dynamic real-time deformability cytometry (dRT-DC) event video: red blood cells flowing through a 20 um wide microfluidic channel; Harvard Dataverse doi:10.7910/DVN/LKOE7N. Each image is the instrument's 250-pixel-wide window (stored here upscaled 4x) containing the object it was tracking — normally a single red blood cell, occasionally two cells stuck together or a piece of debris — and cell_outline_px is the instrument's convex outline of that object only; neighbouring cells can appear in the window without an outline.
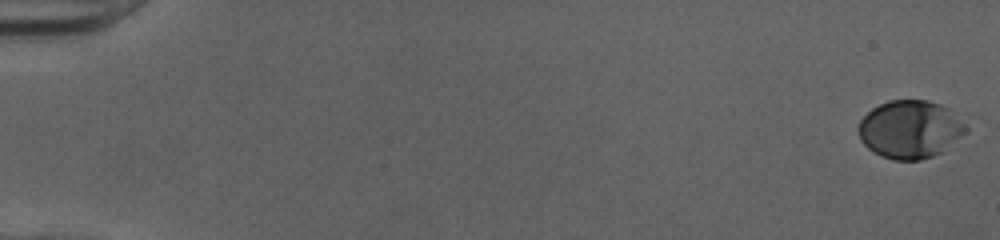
{"species": "human", "species_latin": "Homo sapiens", "temperature_condition": "cold", "stored_images_in_passage": 52, "camera_frame_rate_fps": 3000, "um_per_image_px": 0.085, "donor": {"sex": "female"}, "frame": {"image": 1, "passage_image": 1, "time_ms": 0.0, "image_size_px": [1000, 240], "cell_outline_px": [[968, 128], [944, 152], [920, 160], [892, 160], [880, 156], [868, 148], [860, 140], [860, 120], [872, 108], [888, 100], [928, 100], [940, 104], [948, 108]], "centroid_in_image_um": [77.34, 11.0], "position_along_channel_um": 7.7, "area_um2": 36.07}}
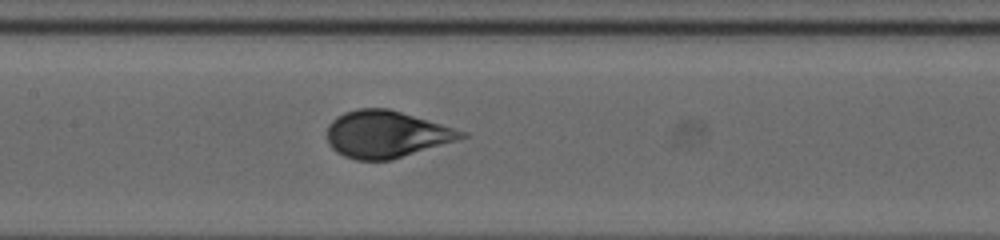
{"frame": {"image": 2, "passage_image": 27, "time_ms": 8.667, "image_size_px": [1000, 240], "cell_outline_px": [[468, 136], [456, 140], [392, 160], [356, 160], [344, 156], [336, 152], [328, 144], [328, 124], [336, 116], [344, 112], [360, 108], [388, 108], [468, 132]], "centroid_in_image_um": [32.81, 11.41], "position_along_channel_um": 174.6, "area_um2": 36.65}}
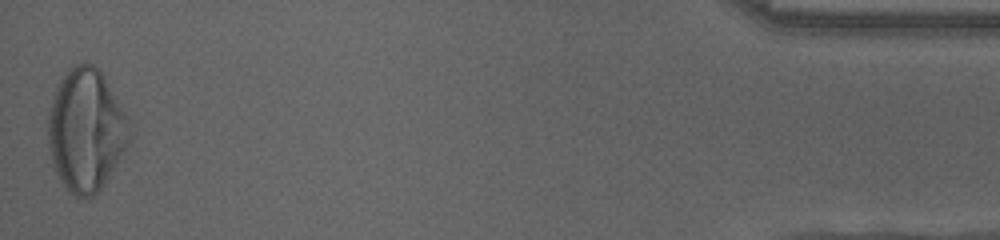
{"frame": {"image": 3, "passage_image": 52, "time_ms": 17.0, "image_size_px": [1000, 240], "cell_outline_px": [[132, 136], [128, 148], [104, 184], [88, 200], [84, 200], [68, 192], [60, 180], [56, 172], [48, 148], [48, 112], [52, 96], [56, 84], [60, 76], [68, 68], [76, 64], [92, 64], [100, 68], [132, 124]], "centroid_in_image_um": [7.33, 11.05], "position_along_channel_um": 427.9, "area_um2": 59.3}, "authors_computed_cell_mechanics": {"area_um2": 36.7319, "velocity_mm_per_s": 4.0206, "shape_relaxation_time_tau1_ms": 4.2999, "shape_relaxation_time_tau2_ms": null, "deformation_change_tau1": 0.1829, "deformation_change_tau2": null}}